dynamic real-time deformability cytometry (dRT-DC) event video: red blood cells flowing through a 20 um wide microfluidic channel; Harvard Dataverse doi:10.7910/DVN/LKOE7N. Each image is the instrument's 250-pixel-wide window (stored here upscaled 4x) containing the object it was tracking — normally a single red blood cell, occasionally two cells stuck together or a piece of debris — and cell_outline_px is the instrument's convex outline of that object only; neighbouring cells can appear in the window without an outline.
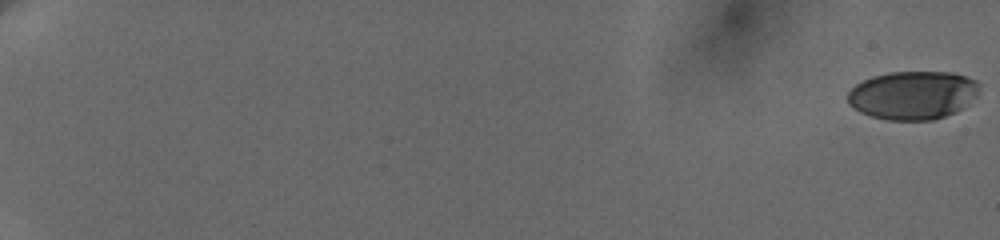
{"species": "human", "species_latin": "Homo sapiens", "temperature_condition": "cold", "stored_images_in_passage": 61, "camera_frame_rate_fps": 3000, "um_per_image_px": 0.085, "donor": {"sex": "female"}, "frame": {"image": 1, "passage_image": 1, "time_ms": 0.0, "image_size_px": [1000, 240], "cell_outline_px": [[980, 84], [976, 96], [964, 108], [956, 112], [932, 120], [888, 120], [872, 116], [860, 112], [848, 104], [848, 92], [856, 84], [872, 76], [888, 72], [952, 72], [976, 80]], "centroid_in_image_um": [77.6, 8.09], "position_along_channel_um": 7.4, "area_um2": 37.22}}
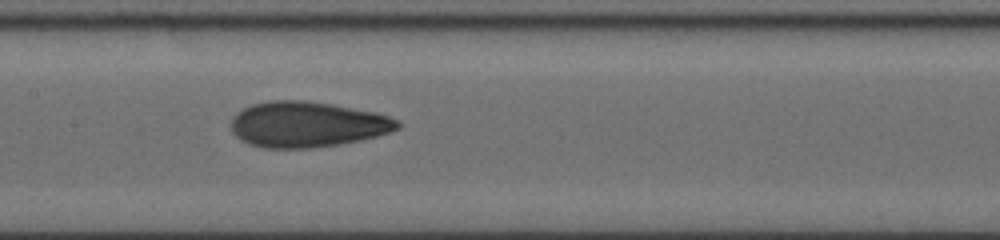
{"frame": {"image": 2, "passage_image": 35, "time_ms": 11.333, "image_size_px": [1000, 240], "cell_outline_px": [[400, 128], [392, 132], [360, 140], [312, 148], [264, 148], [248, 144], [240, 140], [232, 132], [232, 116], [236, 112], [252, 104], [268, 100], [304, 100], [332, 104], [376, 112], [400, 120]], "centroid_in_image_um": [26.11, 10.57], "position_along_channel_um": 181.3, "area_um2": 44.51}}
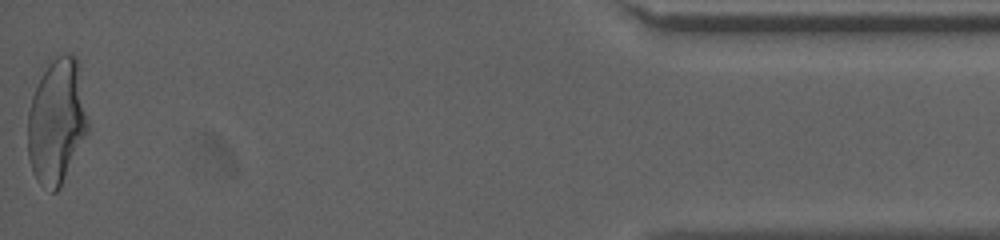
{"frame": {"image": 3, "passage_image": 61, "time_ms": 20.0, "image_size_px": [1000, 240], "cell_outline_px": [[88, 132], [60, 188], [56, 192], [52, 192], [40, 184], [36, 180], [32, 172], [28, 156], [28, 112], [32, 96], [48, 64], [56, 56], [68, 52], [76, 56], [88, 120]], "centroid_in_image_um": [4.81, 10.36], "position_along_channel_um": 430.4, "area_um2": 43.64}, "authors_computed_cell_mechanics": {"area_um2": 42.2518, "velocity_mm_per_s": 3.6568, "shape_relaxation_time_tau1_ms": 6.3014, "shape_relaxation_time_tau2_ms": 1.4367, "deformation_change_tau1": 0.2033, "deformation_change_tau2": 0.0797}}